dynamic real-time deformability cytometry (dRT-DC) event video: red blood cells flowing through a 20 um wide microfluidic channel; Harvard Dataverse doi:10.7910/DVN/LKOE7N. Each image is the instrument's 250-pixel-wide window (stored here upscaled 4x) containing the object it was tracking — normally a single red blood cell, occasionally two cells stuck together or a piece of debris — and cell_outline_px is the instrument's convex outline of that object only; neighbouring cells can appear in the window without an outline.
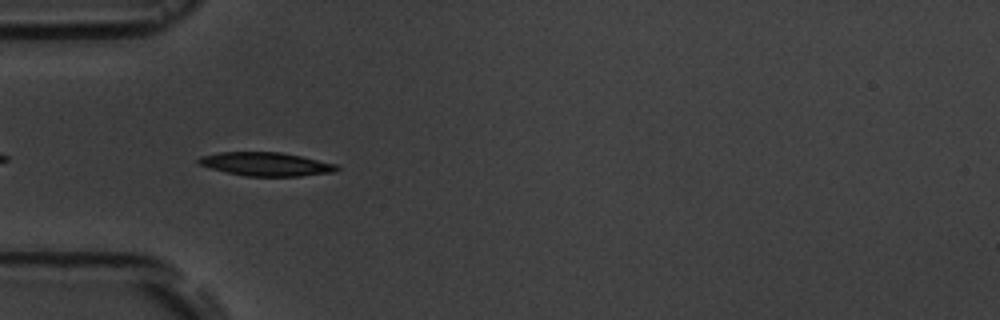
{"species": "common noctule bat (a hibernating species)", "species_latin": "Nyctalus noctula", "temperature_condition": "room temperature", "stored_images_in_passage": 5, "camera_frame_rate_fps": 3000, "um_per_image_px": 0.085, "animal": {"sex": "male", "body_mass_g": 19.5, "forearm_length_mm": 54.6}, "frame": {"image": 1, "passage_image": 4, "time_ms": 3.667, "image_size_px": [1000, 320], "cell_outline_px": [[340, 168], [332, 172], [300, 176], [244, 176], [212, 168], [200, 164], [196, 160], [200, 156], [220, 152], [280, 152], [300, 156], [336, 164]], "centroid_in_image_um": [22.6, 13.94], "position_along_channel_um": 62.4, "area_um2": 18.73}}
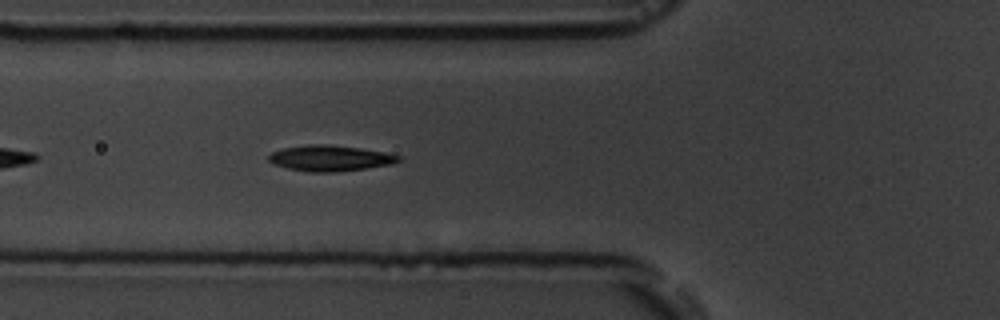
{"frame": {"image": 2, "passage_image": 5, "time_ms": 4.667, "image_size_px": [1000, 320], "cell_outline_px": [[400, 160], [392, 164], [336, 172], [308, 172], [288, 168], [272, 164], [268, 160], [268, 156], [272, 152], [284, 148], [308, 144], [324, 144], [360, 148], [384, 152], [400, 156]], "centroid_in_image_um": [28.02, 13.45], "position_along_channel_um": 97.8, "area_um2": 19.36}}